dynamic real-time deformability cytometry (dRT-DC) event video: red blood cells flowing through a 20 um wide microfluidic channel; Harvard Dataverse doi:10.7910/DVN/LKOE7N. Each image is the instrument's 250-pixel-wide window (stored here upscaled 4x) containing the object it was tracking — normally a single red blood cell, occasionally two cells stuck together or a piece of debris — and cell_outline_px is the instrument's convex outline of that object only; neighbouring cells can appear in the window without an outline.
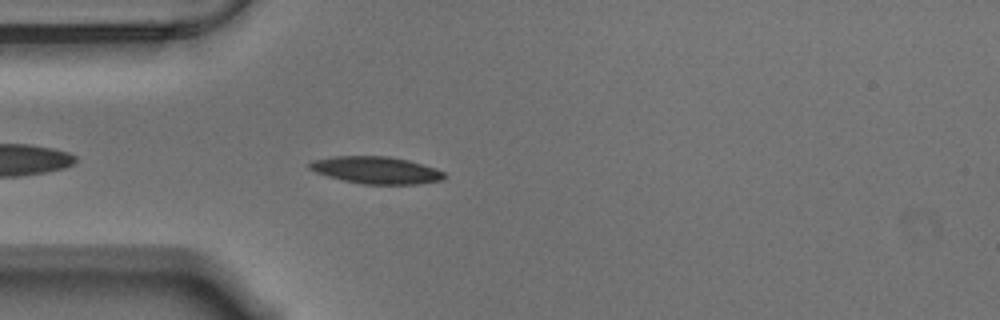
{"species": "Egyptian fruit bat (a non-hibernating species)", "species_latin": "Rousettus aegyptiacus", "temperature_condition": "warm", "stored_images_in_passage": 45, "camera_frame_rate_fps": 3000, "um_per_image_px": 0.085, "animal": {"sex": "male"}, "frame": {"image": 1, "passage_image": 4, "time_ms": 1.0, "image_size_px": [1000, 320], "cell_outline_px": [[448, 176], [444, 180], [416, 184], [364, 184], [344, 180], [328, 176], [316, 172], [308, 168], [308, 164], [312, 160], [332, 156], [388, 156], [408, 160], [436, 168], [444, 172]], "centroid_in_image_um": [32.0, 14.46], "position_along_channel_um": 53.0, "area_um2": 21.39}}
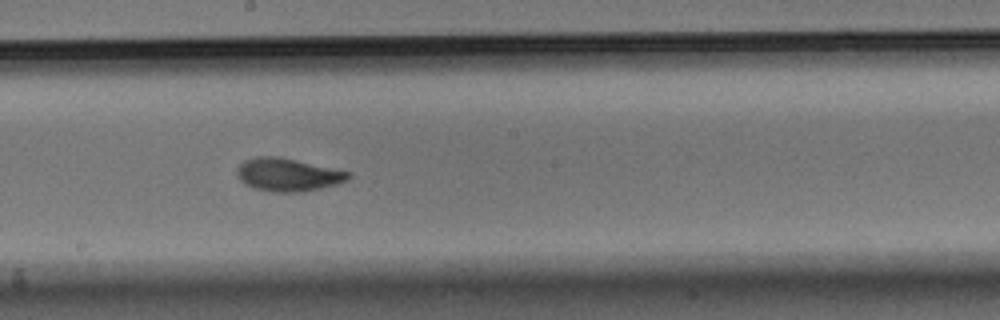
{"frame": {"image": 2, "passage_image": 19, "time_ms": 6.0, "image_size_px": [1000, 320], "cell_outline_px": [[352, 176], [348, 180], [336, 184], [320, 188], [300, 192], [272, 192], [256, 188], [244, 184], [240, 180], [236, 172], [236, 168], [244, 160], [256, 156], [276, 156], [296, 160], [352, 172]], "centroid_in_image_um": [24.47, 14.84], "position_along_channel_um": 223.7, "area_um2": 21.44}}
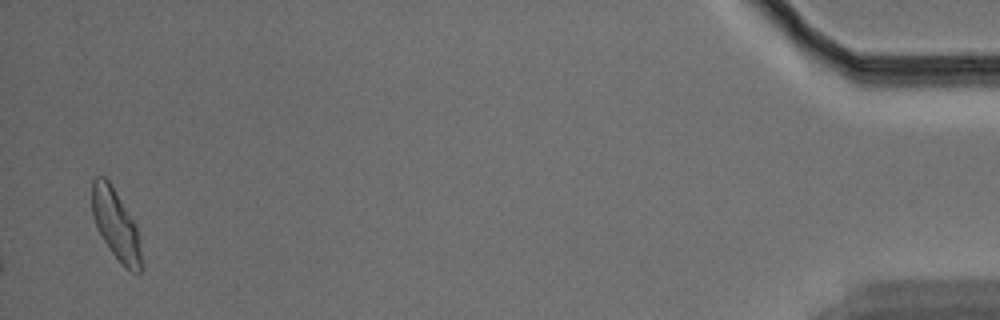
{"frame": {"image": 3, "passage_image": 44, "time_ms": 14.333, "image_size_px": [1000, 320], "cell_outline_px": [[144, 268], [140, 272], [132, 272], [112, 252], [96, 228], [92, 216], [92, 180], [96, 176], [104, 176], [108, 180], [136, 224]], "centroid_in_image_um": [9.85, 19.08], "position_along_channel_um": 425.4, "area_um2": 20.0}, "authors_computed_cell_mechanics": {"area_um2": 20.519, "velocity_mm_per_s": 3.5094, "shape_relaxation_time_tau1_ms": 2.6121, "shape_relaxation_time_tau2_ms": 1.8512, "deformation_change_tau1": 0.1543, "deformation_change_tau2": 0.0829}}